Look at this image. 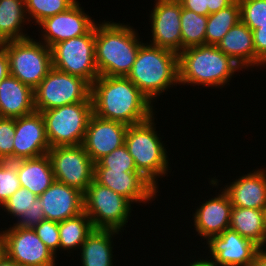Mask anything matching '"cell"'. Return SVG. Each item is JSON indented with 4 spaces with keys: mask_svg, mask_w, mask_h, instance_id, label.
Wrapping results in <instances>:
<instances>
[{
    "mask_svg": "<svg viewBox=\"0 0 266 266\" xmlns=\"http://www.w3.org/2000/svg\"><path fill=\"white\" fill-rule=\"evenodd\" d=\"M90 97L94 115L128 126L157 113V108L124 76H99L91 85Z\"/></svg>",
    "mask_w": 266,
    "mask_h": 266,
    "instance_id": "6da1fadb",
    "label": "cell"
},
{
    "mask_svg": "<svg viewBox=\"0 0 266 266\" xmlns=\"http://www.w3.org/2000/svg\"><path fill=\"white\" fill-rule=\"evenodd\" d=\"M144 42L130 22L129 24L113 20L97 22L95 24V62L99 76L126 77Z\"/></svg>",
    "mask_w": 266,
    "mask_h": 266,
    "instance_id": "7a4b0ae2",
    "label": "cell"
},
{
    "mask_svg": "<svg viewBox=\"0 0 266 266\" xmlns=\"http://www.w3.org/2000/svg\"><path fill=\"white\" fill-rule=\"evenodd\" d=\"M241 71L245 72L216 45L189 47L178 53V81L181 88L187 84L190 87L201 86L222 91Z\"/></svg>",
    "mask_w": 266,
    "mask_h": 266,
    "instance_id": "3957f363",
    "label": "cell"
},
{
    "mask_svg": "<svg viewBox=\"0 0 266 266\" xmlns=\"http://www.w3.org/2000/svg\"><path fill=\"white\" fill-rule=\"evenodd\" d=\"M153 104L157 98L179 85L178 54L171 50L144 42L136 55L135 62L126 76ZM163 93V94H162ZM155 102V103H154Z\"/></svg>",
    "mask_w": 266,
    "mask_h": 266,
    "instance_id": "277c9868",
    "label": "cell"
},
{
    "mask_svg": "<svg viewBox=\"0 0 266 266\" xmlns=\"http://www.w3.org/2000/svg\"><path fill=\"white\" fill-rule=\"evenodd\" d=\"M155 115L144 122L128 126L124 144L134 159L137 171L160 191L159 181L167 178L168 173L171 174L172 166L166 149L168 147L163 141L165 137H160L161 134L156 131Z\"/></svg>",
    "mask_w": 266,
    "mask_h": 266,
    "instance_id": "5b68a950",
    "label": "cell"
},
{
    "mask_svg": "<svg viewBox=\"0 0 266 266\" xmlns=\"http://www.w3.org/2000/svg\"><path fill=\"white\" fill-rule=\"evenodd\" d=\"M34 37L0 44L8 55L9 74L33 90L52 68L51 48Z\"/></svg>",
    "mask_w": 266,
    "mask_h": 266,
    "instance_id": "8992f818",
    "label": "cell"
},
{
    "mask_svg": "<svg viewBox=\"0 0 266 266\" xmlns=\"http://www.w3.org/2000/svg\"><path fill=\"white\" fill-rule=\"evenodd\" d=\"M84 212L94 229L124 232L133 204L125 197L93 180L83 193ZM125 227V228H124Z\"/></svg>",
    "mask_w": 266,
    "mask_h": 266,
    "instance_id": "52a82bcc",
    "label": "cell"
},
{
    "mask_svg": "<svg viewBox=\"0 0 266 266\" xmlns=\"http://www.w3.org/2000/svg\"><path fill=\"white\" fill-rule=\"evenodd\" d=\"M50 147L83 143L92 102H77L41 112Z\"/></svg>",
    "mask_w": 266,
    "mask_h": 266,
    "instance_id": "ba28073f",
    "label": "cell"
},
{
    "mask_svg": "<svg viewBox=\"0 0 266 266\" xmlns=\"http://www.w3.org/2000/svg\"><path fill=\"white\" fill-rule=\"evenodd\" d=\"M91 85L81 77L54 67L34 89V106L37 112L70 105L77 102H92Z\"/></svg>",
    "mask_w": 266,
    "mask_h": 266,
    "instance_id": "9c48e42d",
    "label": "cell"
},
{
    "mask_svg": "<svg viewBox=\"0 0 266 266\" xmlns=\"http://www.w3.org/2000/svg\"><path fill=\"white\" fill-rule=\"evenodd\" d=\"M51 53L55 69L81 77L90 85L99 77L95 62V26L85 35L55 44Z\"/></svg>",
    "mask_w": 266,
    "mask_h": 266,
    "instance_id": "30bf717a",
    "label": "cell"
},
{
    "mask_svg": "<svg viewBox=\"0 0 266 266\" xmlns=\"http://www.w3.org/2000/svg\"><path fill=\"white\" fill-rule=\"evenodd\" d=\"M0 228L3 252L19 266H57L56 256L38 237L33 228L14 224ZM5 229V230H4Z\"/></svg>",
    "mask_w": 266,
    "mask_h": 266,
    "instance_id": "8fae6325",
    "label": "cell"
},
{
    "mask_svg": "<svg viewBox=\"0 0 266 266\" xmlns=\"http://www.w3.org/2000/svg\"><path fill=\"white\" fill-rule=\"evenodd\" d=\"M55 180L85 192L94 180V162L82 144L50 148Z\"/></svg>",
    "mask_w": 266,
    "mask_h": 266,
    "instance_id": "7c38bea8",
    "label": "cell"
},
{
    "mask_svg": "<svg viewBox=\"0 0 266 266\" xmlns=\"http://www.w3.org/2000/svg\"><path fill=\"white\" fill-rule=\"evenodd\" d=\"M80 3L77 1L67 11L41 21L36 28L39 41L52 48L59 42L87 34L98 21L92 19Z\"/></svg>",
    "mask_w": 266,
    "mask_h": 266,
    "instance_id": "4fadbf2b",
    "label": "cell"
},
{
    "mask_svg": "<svg viewBox=\"0 0 266 266\" xmlns=\"http://www.w3.org/2000/svg\"><path fill=\"white\" fill-rule=\"evenodd\" d=\"M149 16L151 38L147 43L171 50L182 51L181 12L179 0H155Z\"/></svg>",
    "mask_w": 266,
    "mask_h": 266,
    "instance_id": "5bb4252c",
    "label": "cell"
},
{
    "mask_svg": "<svg viewBox=\"0 0 266 266\" xmlns=\"http://www.w3.org/2000/svg\"><path fill=\"white\" fill-rule=\"evenodd\" d=\"M206 243V245H205ZM208 259L218 266H251L260 249L253 241L242 237L236 231L224 230L220 235L212 236L203 242ZM208 245V246H207Z\"/></svg>",
    "mask_w": 266,
    "mask_h": 266,
    "instance_id": "9a60e30c",
    "label": "cell"
},
{
    "mask_svg": "<svg viewBox=\"0 0 266 266\" xmlns=\"http://www.w3.org/2000/svg\"><path fill=\"white\" fill-rule=\"evenodd\" d=\"M94 180L128 199L133 205H147L158 198L160 191L140 172H122L94 168ZM142 203V204H141Z\"/></svg>",
    "mask_w": 266,
    "mask_h": 266,
    "instance_id": "2e32d148",
    "label": "cell"
},
{
    "mask_svg": "<svg viewBox=\"0 0 266 266\" xmlns=\"http://www.w3.org/2000/svg\"><path fill=\"white\" fill-rule=\"evenodd\" d=\"M215 196L209 195L203 203L195 207V212L190 220L194 224L195 237L207 241L212 236L220 235L224 230L229 229L232 204L226 192L220 188ZM211 196V197H210ZM206 239V240H205Z\"/></svg>",
    "mask_w": 266,
    "mask_h": 266,
    "instance_id": "e0dca14e",
    "label": "cell"
},
{
    "mask_svg": "<svg viewBox=\"0 0 266 266\" xmlns=\"http://www.w3.org/2000/svg\"><path fill=\"white\" fill-rule=\"evenodd\" d=\"M128 125L106 120L92 114L82 143L85 151L96 163L115 149L124 145Z\"/></svg>",
    "mask_w": 266,
    "mask_h": 266,
    "instance_id": "ac0fdd59",
    "label": "cell"
},
{
    "mask_svg": "<svg viewBox=\"0 0 266 266\" xmlns=\"http://www.w3.org/2000/svg\"><path fill=\"white\" fill-rule=\"evenodd\" d=\"M14 161L45 155L50 150L41 112L15 118Z\"/></svg>",
    "mask_w": 266,
    "mask_h": 266,
    "instance_id": "d6986e66",
    "label": "cell"
},
{
    "mask_svg": "<svg viewBox=\"0 0 266 266\" xmlns=\"http://www.w3.org/2000/svg\"><path fill=\"white\" fill-rule=\"evenodd\" d=\"M250 172V173H249ZM236 175L233 182L221 183L233 207L266 210V167Z\"/></svg>",
    "mask_w": 266,
    "mask_h": 266,
    "instance_id": "ffe728a7",
    "label": "cell"
},
{
    "mask_svg": "<svg viewBox=\"0 0 266 266\" xmlns=\"http://www.w3.org/2000/svg\"><path fill=\"white\" fill-rule=\"evenodd\" d=\"M45 219L61 222L84 212L83 192L55 180L40 196Z\"/></svg>",
    "mask_w": 266,
    "mask_h": 266,
    "instance_id": "44dd1931",
    "label": "cell"
},
{
    "mask_svg": "<svg viewBox=\"0 0 266 266\" xmlns=\"http://www.w3.org/2000/svg\"><path fill=\"white\" fill-rule=\"evenodd\" d=\"M35 111L31 87L10 74L0 82V117L19 118Z\"/></svg>",
    "mask_w": 266,
    "mask_h": 266,
    "instance_id": "7402d4cb",
    "label": "cell"
},
{
    "mask_svg": "<svg viewBox=\"0 0 266 266\" xmlns=\"http://www.w3.org/2000/svg\"><path fill=\"white\" fill-rule=\"evenodd\" d=\"M246 71L256 68V52L252 30L241 20L224 35L216 45Z\"/></svg>",
    "mask_w": 266,
    "mask_h": 266,
    "instance_id": "603a6c76",
    "label": "cell"
},
{
    "mask_svg": "<svg viewBox=\"0 0 266 266\" xmlns=\"http://www.w3.org/2000/svg\"><path fill=\"white\" fill-rule=\"evenodd\" d=\"M121 233L116 230L94 229L77 252V255L80 256V265L116 266L113 263L115 261L113 240L118 238Z\"/></svg>",
    "mask_w": 266,
    "mask_h": 266,
    "instance_id": "cb8c5ba5",
    "label": "cell"
},
{
    "mask_svg": "<svg viewBox=\"0 0 266 266\" xmlns=\"http://www.w3.org/2000/svg\"><path fill=\"white\" fill-rule=\"evenodd\" d=\"M20 186L37 196L43 194L55 181L48 154L16 161Z\"/></svg>",
    "mask_w": 266,
    "mask_h": 266,
    "instance_id": "d4e9b609",
    "label": "cell"
},
{
    "mask_svg": "<svg viewBox=\"0 0 266 266\" xmlns=\"http://www.w3.org/2000/svg\"><path fill=\"white\" fill-rule=\"evenodd\" d=\"M229 228L266 248V210L232 207Z\"/></svg>",
    "mask_w": 266,
    "mask_h": 266,
    "instance_id": "484cf974",
    "label": "cell"
},
{
    "mask_svg": "<svg viewBox=\"0 0 266 266\" xmlns=\"http://www.w3.org/2000/svg\"><path fill=\"white\" fill-rule=\"evenodd\" d=\"M26 24L29 29L25 0H0V44L31 37Z\"/></svg>",
    "mask_w": 266,
    "mask_h": 266,
    "instance_id": "4316f807",
    "label": "cell"
},
{
    "mask_svg": "<svg viewBox=\"0 0 266 266\" xmlns=\"http://www.w3.org/2000/svg\"><path fill=\"white\" fill-rule=\"evenodd\" d=\"M59 229V253L71 254L78 251L86 238L92 233L94 227L85 212L73 218L58 222Z\"/></svg>",
    "mask_w": 266,
    "mask_h": 266,
    "instance_id": "83f0119b",
    "label": "cell"
},
{
    "mask_svg": "<svg viewBox=\"0 0 266 266\" xmlns=\"http://www.w3.org/2000/svg\"><path fill=\"white\" fill-rule=\"evenodd\" d=\"M240 18V4L235 0L228 7L208 15L205 45H217L224 35L235 26Z\"/></svg>",
    "mask_w": 266,
    "mask_h": 266,
    "instance_id": "f1b7e54d",
    "label": "cell"
},
{
    "mask_svg": "<svg viewBox=\"0 0 266 266\" xmlns=\"http://www.w3.org/2000/svg\"><path fill=\"white\" fill-rule=\"evenodd\" d=\"M182 50L205 45V34L208 16L196 14L194 11L182 8L181 12Z\"/></svg>",
    "mask_w": 266,
    "mask_h": 266,
    "instance_id": "f546056e",
    "label": "cell"
},
{
    "mask_svg": "<svg viewBox=\"0 0 266 266\" xmlns=\"http://www.w3.org/2000/svg\"><path fill=\"white\" fill-rule=\"evenodd\" d=\"M76 2L77 0H25L30 26L37 27L45 18L67 11Z\"/></svg>",
    "mask_w": 266,
    "mask_h": 266,
    "instance_id": "4dcf8cb0",
    "label": "cell"
},
{
    "mask_svg": "<svg viewBox=\"0 0 266 266\" xmlns=\"http://www.w3.org/2000/svg\"><path fill=\"white\" fill-rule=\"evenodd\" d=\"M38 196L27 190L24 187H20L0 208L5 212L6 217L10 216L14 223L17 222L20 217L27 210H31L34 207V202Z\"/></svg>",
    "mask_w": 266,
    "mask_h": 266,
    "instance_id": "1f68e13d",
    "label": "cell"
},
{
    "mask_svg": "<svg viewBox=\"0 0 266 266\" xmlns=\"http://www.w3.org/2000/svg\"><path fill=\"white\" fill-rule=\"evenodd\" d=\"M94 168H108L122 172H138L134 159L131 157L125 144L99 159L94 163Z\"/></svg>",
    "mask_w": 266,
    "mask_h": 266,
    "instance_id": "d6a6232c",
    "label": "cell"
},
{
    "mask_svg": "<svg viewBox=\"0 0 266 266\" xmlns=\"http://www.w3.org/2000/svg\"><path fill=\"white\" fill-rule=\"evenodd\" d=\"M240 18L252 31L266 25V0H238Z\"/></svg>",
    "mask_w": 266,
    "mask_h": 266,
    "instance_id": "836d02e7",
    "label": "cell"
},
{
    "mask_svg": "<svg viewBox=\"0 0 266 266\" xmlns=\"http://www.w3.org/2000/svg\"><path fill=\"white\" fill-rule=\"evenodd\" d=\"M20 187L16 161H0V207Z\"/></svg>",
    "mask_w": 266,
    "mask_h": 266,
    "instance_id": "e575fe53",
    "label": "cell"
},
{
    "mask_svg": "<svg viewBox=\"0 0 266 266\" xmlns=\"http://www.w3.org/2000/svg\"><path fill=\"white\" fill-rule=\"evenodd\" d=\"M15 118L0 117V161H14Z\"/></svg>",
    "mask_w": 266,
    "mask_h": 266,
    "instance_id": "d590c367",
    "label": "cell"
},
{
    "mask_svg": "<svg viewBox=\"0 0 266 266\" xmlns=\"http://www.w3.org/2000/svg\"><path fill=\"white\" fill-rule=\"evenodd\" d=\"M33 230L42 242L57 256L59 253V229L58 222L43 219Z\"/></svg>",
    "mask_w": 266,
    "mask_h": 266,
    "instance_id": "8d00e7d4",
    "label": "cell"
},
{
    "mask_svg": "<svg viewBox=\"0 0 266 266\" xmlns=\"http://www.w3.org/2000/svg\"><path fill=\"white\" fill-rule=\"evenodd\" d=\"M253 41L256 52V71L266 68V25H259L253 31Z\"/></svg>",
    "mask_w": 266,
    "mask_h": 266,
    "instance_id": "74e56055",
    "label": "cell"
},
{
    "mask_svg": "<svg viewBox=\"0 0 266 266\" xmlns=\"http://www.w3.org/2000/svg\"><path fill=\"white\" fill-rule=\"evenodd\" d=\"M43 219H45L43 207L40 205L39 197H37L34 202V207L31 210H27L16 223L12 224L21 228H33Z\"/></svg>",
    "mask_w": 266,
    "mask_h": 266,
    "instance_id": "f35d334b",
    "label": "cell"
},
{
    "mask_svg": "<svg viewBox=\"0 0 266 266\" xmlns=\"http://www.w3.org/2000/svg\"><path fill=\"white\" fill-rule=\"evenodd\" d=\"M182 8L194 11L196 14L208 16V7L205 0H179Z\"/></svg>",
    "mask_w": 266,
    "mask_h": 266,
    "instance_id": "ab89813d",
    "label": "cell"
},
{
    "mask_svg": "<svg viewBox=\"0 0 266 266\" xmlns=\"http://www.w3.org/2000/svg\"><path fill=\"white\" fill-rule=\"evenodd\" d=\"M208 7V15L218 12L231 5L235 0H205Z\"/></svg>",
    "mask_w": 266,
    "mask_h": 266,
    "instance_id": "60d3db41",
    "label": "cell"
},
{
    "mask_svg": "<svg viewBox=\"0 0 266 266\" xmlns=\"http://www.w3.org/2000/svg\"><path fill=\"white\" fill-rule=\"evenodd\" d=\"M9 75V59L6 51L0 46V82Z\"/></svg>",
    "mask_w": 266,
    "mask_h": 266,
    "instance_id": "b9f144b4",
    "label": "cell"
},
{
    "mask_svg": "<svg viewBox=\"0 0 266 266\" xmlns=\"http://www.w3.org/2000/svg\"><path fill=\"white\" fill-rule=\"evenodd\" d=\"M199 255H200V257L197 256L198 258L196 257V255L190 256L189 259L191 261L192 260L193 261L191 262V261H188V259H186L187 262H186V264L184 263L183 266H218L216 263H214L212 260L208 259L206 256L204 257L203 254H199ZM201 255H202V257H201ZM191 257H192V259H191ZM187 263H189V264H187Z\"/></svg>",
    "mask_w": 266,
    "mask_h": 266,
    "instance_id": "7bdbcfd3",
    "label": "cell"
},
{
    "mask_svg": "<svg viewBox=\"0 0 266 266\" xmlns=\"http://www.w3.org/2000/svg\"><path fill=\"white\" fill-rule=\"evenodd\" d=\"M251 266H266V248H260Z\"/></svg>",
    "mask_w": 266,
    "mask_h": 266,
    "instance_id": "ee69618b",
    "label": "cell"
},
{
    "mask_svg": "<svg viewBox=\"0 0 266 266\" xmlns=\"http://www.w3.org/2000/svg\"><path fill=\"white\" fill-rule=\"evenodd\" d=\"M0 266H19L15 261L10 259L4 252L0 255Z\"/></svg>",
    "mask_w": 266,
    "mask_h": 266,
    "instance_id": "f6af8a7d",
    "label": "cell"
},
{
    "mask_svg": "<svg viewBox=\"0 0 266 266\" xmlns=\"http://www.w3.org/2000/svg\"><path fill=\"white\" fill-rule=\"evenodd\" d=\"M2 252H3V243H2L1 236H0V255Z\"/></svg>",
    "mask_w": 266,
    "mask_h": 266,
    "instance_id": "bcb514c9",
    "label": "cell"
}]
</instances>
